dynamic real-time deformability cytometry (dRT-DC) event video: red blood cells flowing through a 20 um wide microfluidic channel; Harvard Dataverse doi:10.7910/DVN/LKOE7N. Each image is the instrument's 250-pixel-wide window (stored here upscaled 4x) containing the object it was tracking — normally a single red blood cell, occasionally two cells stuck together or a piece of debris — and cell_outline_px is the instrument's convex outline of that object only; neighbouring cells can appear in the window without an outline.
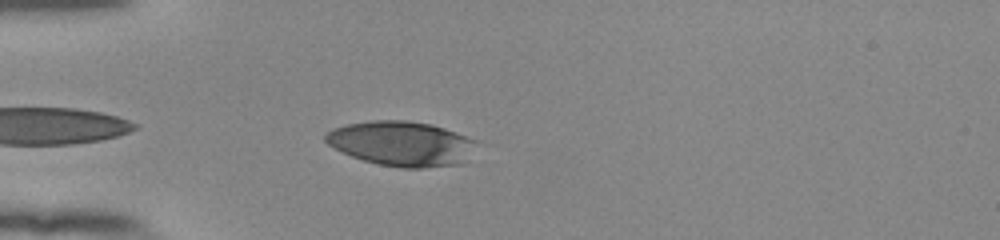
{"species": "human", "species_latin": "Homo sapiens", "temperature_condition": "room temperature", "stored_images_in_passage": 38, "camera_frame_rate_fps": 3000, "um_per_image_px": 0.085, "donor": {"sex": "female"}, "frame": {"image": 1, "passage_image": 3, "time_ms": 0.667, "image_size_px": [1000, 240], "cell_outline_px": [[476, 140], [460, 164], [420, 168], [400, 168], [380, 164], [364, 160], [352, 156], [328, 144], [324, 140], [324, 136], [332, 128], [348, 124], [372, 120], [404, 120], [432, 124], [456, 132]], "centroid_in_image_um": [34.07, 12.19], "position_along_channel_um": 50.9, "area_um2": 38.73}}
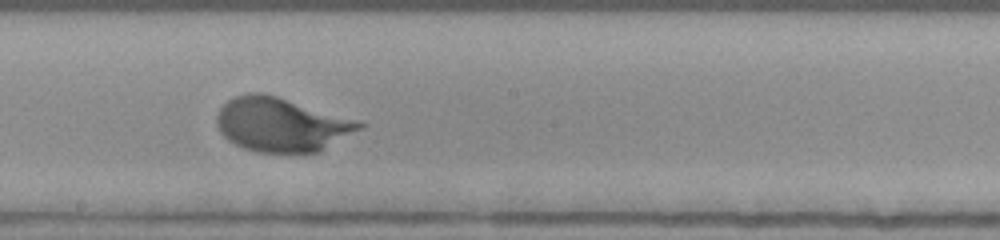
{"frame": {"image": 2, "passage_image": 18, "time_ms": 5.667, "image_size_px": [1000, 240], "cell_outline_px": [[368, 124], [320, 152], [256, 152], [244, 148], [228, 140], [220, 132], [216, 124], [216, 116], [220, 108], [228, 100], [236, 96], [248, 92], [264, 92]], "centroid_in_image_um": [23.88, 10.59], "position_along_channel_um": 224.3, "area_um2": 44.51}}
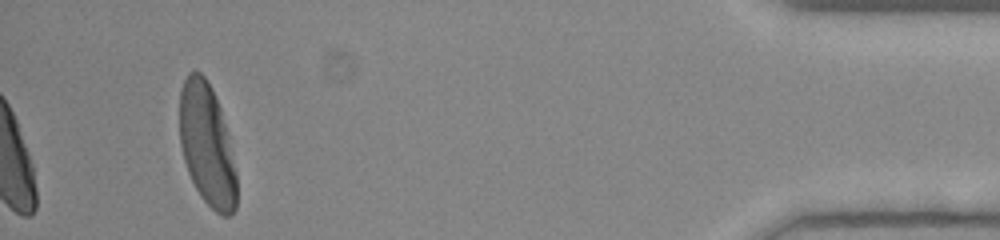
{"frame": {"image": 3, "passage_image": 38, "time_ms": 12.333, "image_size_px": [1000, 240], "cell_outline_px": [[236, 208], [228, 216], [224, 216], [216, 212], [200, 196], [188, 172], [184, 160], [180, 144], [180, 88], [188, 72], [196, 68], [204, 76], [212, 88], [220, 108], [228, 132], [236, 172]], "centroid_in_image_um": [17.59, 12.27], "position_along_channel_um": 417.6, "area_um2": 40.63}, "authors_computed_cell_mechanics": {"area_um2": 42.5408, "velocity_mm_per_s": 3.84, "shape_relaxation_time_tau1_ms": 2.4452, "shape_relaxation_time_tau2_ms": null, "deformation_change_tau1": 0.1838, "deformation_change_tau2": null}}